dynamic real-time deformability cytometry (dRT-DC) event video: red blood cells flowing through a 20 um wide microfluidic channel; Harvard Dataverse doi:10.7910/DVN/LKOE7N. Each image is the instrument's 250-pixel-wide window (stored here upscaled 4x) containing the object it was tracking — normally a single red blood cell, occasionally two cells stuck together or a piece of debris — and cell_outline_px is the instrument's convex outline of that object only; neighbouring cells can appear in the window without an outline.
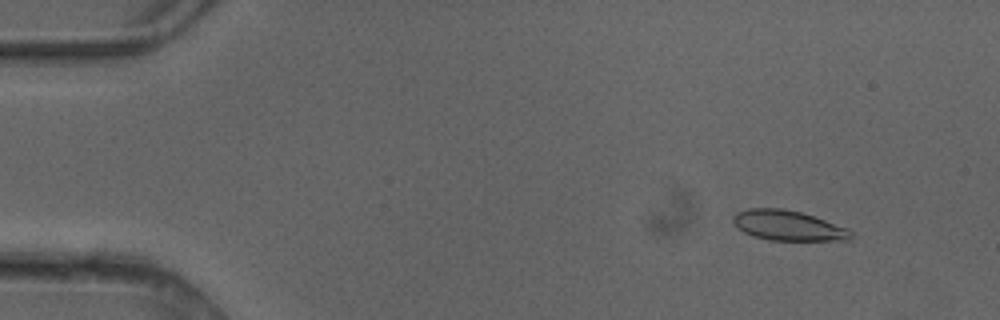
{"species": "common noctule bat (a hibernating species)", "species_latin": "Nyctalus noctula", "temperature_condition": "cold", "stored_images_in_passage": 7, "camera_frame_rate_fps": 3000, "um_per_image_px": 0.085, "animal": {"sex": "female"}, "frame": {"image": 1, "passage_image": 2, "time_ms": 0.333, "image_size_px": [1000, 320], "cell_outline_px": [[852, 236], [848, 240], [768, 240], [752, 236], [736, 228], [732, 220], [732, 216], [736, 212], [748, 208], [784, 208], [800, 212], [848, 228], [852, 232]], "centroid_in_image_um": [66.92, 19.17], "position_along_channel_um": 18.1, "area_um2": 20.69}}
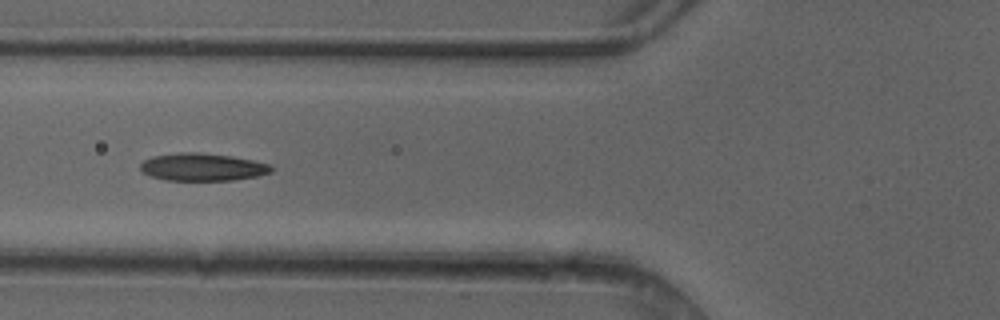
{"frame": {"image": 2, "passage_image": 6, "time_ms": 1.667, "image_size_px": [1000, 320], "cell_outline_px": [[276, 168], [272, 172], [256, 176], [232, 180], [164, 180], [152, 176], [144, 172], [140, 168], [140, 164], [144, 160], [152, 156], [180, 152], [196, 152], [232, 156], [252, 160], [268, 164]], "centroid_in_image_um": [17.22, 14.19], "position_along_channel_um": 108.6, "area_um2": 20.98}}
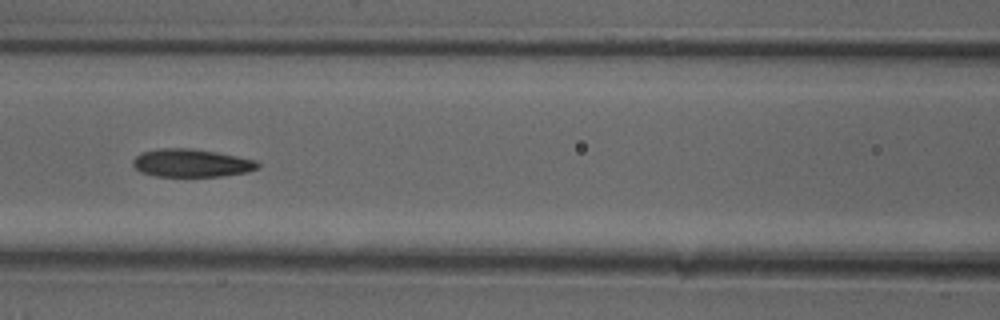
{"frame": {"image": 3, "passage_image": 7, "time_ms": 2.0, "image_size_px": [1000, 320], "cell_outline_px": [[260, 168], [248, 172], [220, 176], [156, 176], [140, 172], [132, 164], [132, 160], [140, 152], [160, 148], [192, 148], [216, 152], [256, 160], [260, 164]], "centroid_in_image_um": [16.26, 13.85], "position_along_channel_um": 150.3, "area_um2": 20.46}}